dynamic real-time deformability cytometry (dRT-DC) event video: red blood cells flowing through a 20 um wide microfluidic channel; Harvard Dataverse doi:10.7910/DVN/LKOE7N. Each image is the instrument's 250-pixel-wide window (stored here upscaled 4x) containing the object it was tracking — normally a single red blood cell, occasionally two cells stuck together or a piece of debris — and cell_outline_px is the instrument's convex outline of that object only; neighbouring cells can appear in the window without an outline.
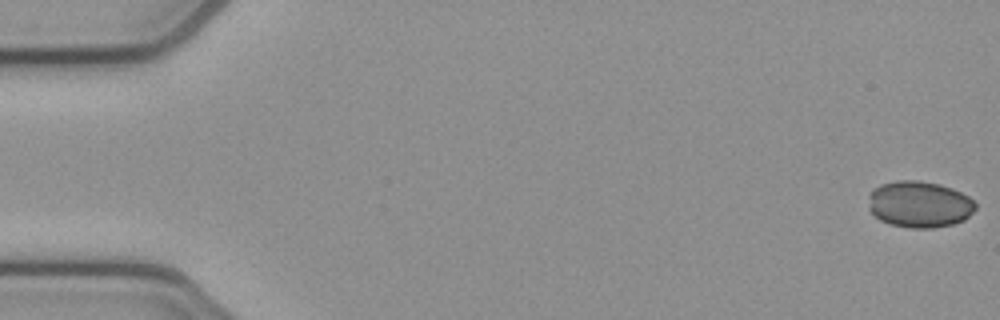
{"species": "common noctule bat (a hibernating species)", "species_latin": "Nyctalus noctula", "temperature_condition": "cold", "stored_images_in_passage": 53, "camera_frame_rate_fps": 3000, "um_per_image_px": 0.085, "animal": {"sex": "female", "body_mass_g": 21.9}, "frame": {"image": 1, "passage_image": 1, "time_ms": 0.0, "image_size_px": [1000, 320], "cell_outline_px": [[976, 208], [964, 220], [952, 224], [932, 228], [912, 228], [888, 224], [880, 220], [868, 208], [868, 196], [880, 184], [896, 180], [916, 180], [940, 184], [952, 188], [968, 196], [976, 204]], "centroid_in_image_um": [78.13, 17.36], "position_along_channel_um": 6.9, "area_um2": 29.02}}
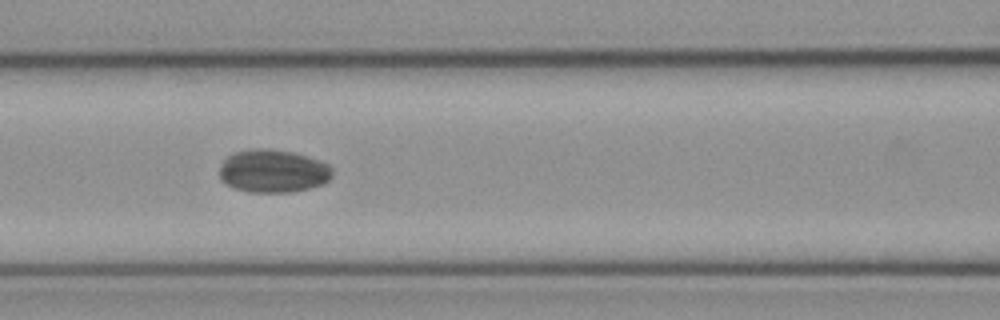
{"frame": {"image": 2, "passage_image": 23, "time_ms": 7.333, "image_size_px": [1000, 320], "cell_outline_px": [[332, 176], [324, 184], [292, 192], [248, 192], [236, 188], [220, 180], [220, 164], [232, 152], [256, 148], [268, 148], [292, 152], [308, 156], [320, 160], [328, 164], [332, 168]], "centroid_in_image_um": [23.21, 14.53], "position_along_channel_um": 143.4, "area_um2": 28.44}}
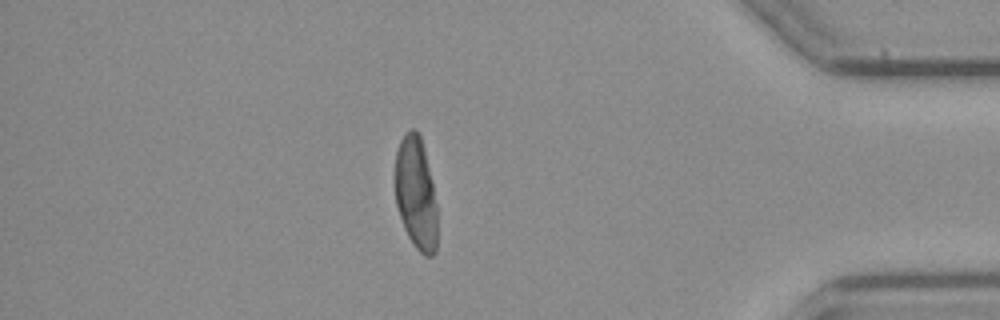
{"frame": {"image": 3, "passage_image": 46, "time_ms": 15.0, "image_size_px": [1000, 320], "cell_outline_px": [[436, 252], [432, 256], [424, 256], [416, 248], [408, 236], [404, 228], [396, 204], [396, 152], [400, 140], [412, 128], [420, 136], [432, 180], [436, 204]], "centroid_in_image_um": [35.36, 16.49], "position_along_channel_um": 399.8, "area_um2": 27.17}, "authors_computed_cell_mechanics": {"area_um2": 28.6688, "velocity_mm_per_s": 3.8598, "shape_relaxation_time_tau1_ms": 11.0704, "shape_relaxation_time_tau2_ms": 1.6562, "deformation_change_tau1": 0.0986, "deformation_change_tau2": 0.0277}}